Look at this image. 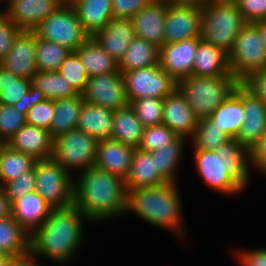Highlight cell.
Returning a JSON list of instances; mask_svg holds the SVG:
<instances>
[{"instance_id": "9a60e30c", "label": "cell", "mask_w": 266, "mask_h": 266, "mask_svg": "<svg viewBox=\"0 0 266 266\" xmlns=\"http://www.w3.org/2000/svg\"><path fill=\"white\" fill-rule=\"evenodd\" d=\"M36 52V33L22 30L15 38L10 51L0 60V66L20 78L32 80L38 71Z\"/></svg>"}, {"instance_id": "603a6c76", "label": "cell", "mask_w": 266, "mask_h": 266, "mask_svg": "<svg viewBox=\"0 0 266 266\" xmlns=\"http://www.w3.org/2000/svg\"><path fill=\"white\" fill-rule=\"evenodd\" d=\"M92 37L119 62L135 37L132 20L112 18L104 29L96 32Z\"/></svg>"}, {"instance_id": "ac0fdd59", "label": "cell", "mask_w": 266, "mask_h": 266, "mask_svg": "<svg viewBox=\"0 0 266 266\" xmlns=\"http://www.w3.org/2000/svg\"><path fill=\"white\" fill-rule=\"evenodd\" d=\"M199 119L194 115L181 92L176 89L163 99V122L178 137H193Z\"/></svg>"}, {"instance_id": "83f0119b", "label": "cell", "mask_w": 266, "mask_h": 266, "mask_svg": "<svg viewBox=\"0 0 266 266\" xmlns=\"http://www.w3.org/2000/svg\"><path fill=\"white\" fill-rule=\"evenodd\" d=\"M114 111L84 101L77 129L99 140L111 138Z\"/></svg>"}, {"instance_id": "e575fe53", "label": "cell", "mask_w": 266, "mask_h": 266, "mask_svg": "<svg viewBox=\"0 0 266 266\" xmlns=\"http://www.w3.org/2000/svg\"><path fill=\"white\" fill-rule=\"evenodd\" d=\"M32 84L49 100L79 95L58 71H37L32 78Z\"/></svg>"}, {"instance_id": "44dd1931", "label": "cell", "mask_w": 266, "mask_h": 266, "mask_svg": "<svg viewBox=\"0 0 266 266\" xmlns=\"http://www.w3.org/2000/svg\"><path fill=\"white\" fill-rule=\"evenodd\" d=\"M8 146L39 160L52 158L53 138L49 130L25 124L9 141Z\"/></svg>"}, {"instance_id": "f5cc1de1", "label": "cell", "mask_w": 266, "mask_h": 266, "mask_svg": "<svg viewBox=\"0 0 266 266\" xmlns=\"http://www.w3.org/2000/svg\"><path fill=\"white\" fill-rule=\"evenodd\" d=\"M251 167L266 176V133L250 151Z\"/></svg>"}, {"instance_id": "db71d44e", "label": "cell", "mask_w": 266, "mask_h": 266, "mask_svg": "<svg viewBox=\"0 0 266 266\" xmlns=\"http://www.w3.org/2000/svg\"><path fill=\"white\" fill-rule=\"evenodd\" d=\"M37 255H35L31 250L23 255H18L11 257L9 262V266H42L40 265L37 259Z\"/></svg>"}, {"instance_id": "8992f818", "label": "cell", "mask_w": 266, "mask_h": 266, "mask_svg": "<svg viewBox=\"0 0 266 266\" xmlns=\"http://www.w3.org/2000/svg\"><path fill=\"white\" fill-rule=\"evenodd\" d=\"M246 24L234 0H211L202 7L201 39L228 54Z\"/></svg>"}, {"instance_id": "ab89813d", "label": "cell", "mask_w": 266, "mask_h": 266, "mask_svg": "<svg viewBox=\"0 0 266 266\" xmlns=\"http://www.w3.org/2000/svg\"><path fill=\"white\" fill-rule=\"evenodd\" d=\"M129 105L144 127L160 125L163 122V99L143 97L131 101Z\"/></svg>"}, {"instance_id": "5bb4252c", "label": "cell", "mask_w": 266, "mask_h": 266, "mask_svg": "<svg viewBox=\"0 0 266 266\" xmlns=\"http://www.w3.org/2000/svg\"><path fill=\"white\" fill-rule=\"evenodd\" d=\"M64 4L63 0H9L2 11L21 30L33 31Z\"/></svg>"}, {"instance_id": "484cf974", "label": "cell", "mask_w": 266, "mask_h": 266, "mask_svg": "<svg viewBox=\"0 0 266 266\" xmlns=\"http://www.w3.org/2000/svg\"><path fill=\"white\" fill-rule=\"evenodd\" d=\"M111 3V0H71L69 2L89 36L104 29L113 18Z\"/></svg>"}, {"instance_id": "52a82bcc", "label": "cell", "mask_w": 266, "mask_h": 266, "mask_svg": "<svg viewBox=\"0 0 266 266\" xmlns=\"http://www.w3.org/2000/svg\"><path fill=\"white\" fill-rule=\"evenodd\" d=\"M98 142L79 129L70 130L53 139L52 159L70 174H79L94 167Z\"/></svg>"}, {"instance_id": "91938a15", "label": "cell", "mask_w": 266, "mask_h": 266, "mask_svg": "<svg viewBox=\"0 0 266 266\" xmlns=\"http://www.w3.org/2000/svg\"><path fill=\"white\" fill-rule=\"evenodd\" d=\"M7 147H8V141L0 137V157Z\"/></svg>"}, {"instance_id": "30bf717a", "label": "cell", "mask_w": 266, "mask_h": 266, "mask_svg": "<svg viewBox=\"0 0 266 266\" xmlns=\"http://www.w3.org/2000/svg\"><path fill=\"white\" fill-rule=\"evenodd\" d=\"M33 31L39 38L55 42L72 52L90 37L69 3L49 15Z\"/></svg>"}, {"instance_id": "2e32d148", "label": "cell", "mask_w": 266, "mask_h": 266, "mask_svg": "<svg viewBox=\"0 0 266 266\" xmlns=\"http://www.w3.org/2000/svg\"><path fill=\"white\" fill-rule=\"evenodd\" d=\"M199 38L164 44L159 48V66L177 82L192 75Z\"/></svg>"}, {"instance_id": "816d5d0a", "label": "cell", "mask_w": 266, "mask_h": 266, "mask_svg": "<svg viewBox=\"0 0 266 266\" xmlns=\"http://www.w3.org/2000/svg\"><path fill=\"white\" fill-rule=\"evenodd\" d=\"M45 99L46 98L42 91L31 83L29 90H27V92L13 105V107L18 112L27 115V112L33 107V105H36Z\"/></svg>"}, {"instance_id": "f35d334b", "label": "cell", "mask_w": 266, "mask_h": 266, "mask_svg": "<svg viewBox=\"0 0 266 266\" xmlns=\"http://www.w3.org/2000/svg\"><path fill=\"white\" fill-rule=\"evenodd\" d=\"M32 80L20 78L0 66V104L14 105L29 90Z\"/></svg>"}, {"instance_id": "8d00e7d4", "label": "cell", "mask_w": 266, "mask_h": 266, "mask_svg": "<svg viewBox=\"0 0 266 266\" xmlns=\"http://www.w3.org/2000/svg\"><path fill=\"white\" fill-rule=\"evenodd\" d=\"M36 159L22 152L12 150L9 146L0 157V184L4 186L23 173L31 170Z\"/></svg>"}, {"instance_id": "f6af8a7d", "label": "cell", "mask_w": 266, "mask_h": 266, "mask_svg": "<svg viewBox=\"0 0 266 266\" xmlns=\"http://www.w3.org/2000/svg\"><path fill=\"white\" fill-rule=\"evenodd\" d=\"M54 116V100L45 99L33 105L27 112V124L50 130L52 118Z\"/></svg>"}, {"instance_id": "681fc988", "label": "cell", "mask_w": 266, "mask_h": 266, "mask_svg": "<svg viewBox=\"0 0 266 266\" xmlns=\"http://www.w3.org/2000/svg\"><path fill=\"white\" fill-rule=\"evenodd\" d=\"M241 83L266 104V68L251 73Z\"/></svg>"}, {"instance_id": "11a10c76", "label": "cell", "mask_w": 266, "mask_h": 266, "mask_svg": "<svg viewBox=\"0 0 266 266\" xmlns=\"http://www.w3.org/2000/svg\"><path fill=\"white\" fill-rule=\"evenodd\" d=\"M167 5L186 6V7H204L211 0H160Z\"/></svg>"}, {"instance_id": "cb8c5ba5", "label": "cell", "mask_w": 266, "mask_h": 266, "mask_svg": "<svg viewBox=\"0 0 266 266\" xmlns=\"http://www.w3.org/2000/svg\"><path fill=\"white\" fill-rule=\"evenodd\" d=\"M220 130L230 138H236L244 123L243 84L240 83L233 92L209 117Z\"/></svg>"}, {"instance_id": "d590c367", "label": "cell", "mask_w": 266, "mask_h": 266, "mask_svg": "<svg viewBox=\"0 0 266 266\" xmlns=\"http://www.w3.org/2000/svg\"><path fill=\"white\" fill-rule=\"evenodd\" d=\"M231 139L224 131L216 126L209 117L198 121L193 137L189 140L193 150L215 151L221 144Z\"/></svg>"}, {"instance_id": "7c38bea8", "label": "cell", "mask_w": 266, "mask_h": 266, "mask_svg": "<svg viewBox=\"0 0 266 266\" xmlns=\"http://www.w3.org/2000/svg\"><path fill=\"white\" fill-rule=\"evenodd\" d=\"M81 95L85 102L113 111L129 105L120 70L88 77L85 90Z\"/></svg>"}, {"instance_id": "1f68e13d", "label": "cell", "mask_w": 266, "mask_h": 266, "mask_svg": "<svg viewBox=\"0 0 266 266\" xmlns=\"http://www.w3.org/2000/svg\"><path fill=\"white\" fill-rule=\"evenodd\" d=\"M159 63V48L143 38L134 37L128 49L118 62L123 73L139 68H146Z\"/></svg>"}, {"instance_id": "4fadbf2b", "label": "cell", "mask_w": 266, "mask_h": 266, "mask_svg": "<svg viewBox=\"0 0 266 266\" xmlns=\"http://www.w3.org/2000/svg\"><path fill=\"white\" fill-rule=\"evenodd\" d=\"M202 8L166 4L164 44L201 38Z\"/></svg>"}, {"instance_id": "9c48e42d", "label": "cell", "mask_w": 266, "mask_h": 266, "mask_svg": "<svg viewBox=\"0 0 266 266\" xmlns=\"http://www.w3.org/2000/svg\"><path fill=\"white\" fill-rule=\"evenodd\" d=\"M228 64L230 72L240 82L251 73L266 68V51L254 23H247L236 37L228 53Z\"/></svg>"}, {"instance_id": "b9f144b4", "label": "cell", "mask_w": 266, "mask_h": 266, "mask_svg": "<svg viewBox=\"0 0 266 266\" xmlns=\"http://www.w3.org/2000/svg\"><path fill=\"white\" fill-rule=\"evenodd\" d=\"M178 136L165 124L146 127L137 149L144 152H151L165 147L173 142Z\"/></svg>"}, {"instance_id": "60d3db41", "label": "cell", "mask_w": 266, "mask_h": 266, "mask_svg": "<svg viewBox=\"0 0 266 266\" xmlns=\"http://www.w3.org/2000/svg\"><path fill=\"white\" fill-rule=\"evenodd\" d=\"M57 71L71 84L78 94L84 92L88 76L85 67L75 52H71L68 55Z\"/></svg>"}, {"instance_id": "ee69618b", "label": "cell", "mask_w": 266, "mask_h": 266, "mask_svg": "<svg viewBox=\"0 0 266 266\" xmlns=\"http://www.w3.org/2000/svg\"><path fill=\"white\" fill-rule=\"evenodd\" d=\"M36 174L35 166L17 177L16 179L7 182L3 187L10 204L14 201L21 199L30 191L35 190Z\"/></svg>"}, {"instance_id": "7a4b0ae2", "label": "cell", "mask_w": 266, "mask_h": 266, "mask_svg": "<svg viewBox=\"0 0 266 266\" xmlns=\"http://www.w3.org/2000/svg\"><path fill=\"white\" fill-rule=\"evenodd\" d=\"M86 221L90 222L74 203L52 208L46 221L30 236V250L38 258L50 259L60 266L69 264L82 246Z\"/></svg>"}, {"instance_id": "680465c9", "label": "cell", "mask_w": 266, "mask_h": 266, "mask_svg": "<svg viewBox=\"0 0 266 266\" xmlns=\"http://www.w3.org/2000/svg\"><path fill=\"white\" fill-rule=\"evenodd\" d=\"M11 257L9 255L0 253V266H9Z\"/></svg>"}, {"instance_id": "ffe728a7", "label": "cell", "mask_w": 266, "mask_h": 266, "mask_svg": "<svg viewBox=\"0 0 266 266\" xmlns=\"http://www.w3.org/2000/svg\"><path fill=\"white\" fill-rule=\"evenodd\" d=\"M166 3L155 0L132 18L134 34L161 48L164 45Z\"/></svg>"}, {"instance_id": "4316f807", "label": "cell", "mask_w": 266, "mask_h": 266, "mask_svg": "<svg viewBox=\"0 0 266 266\" xmlns=\"http://www.w3.org/2000/svg\"><path fill=\"white\" fill-rule=\"evenodd\" d=\"M229 72L228 54L199 38L192 75L220 77Z\"/></svg>"}, {"instance_id": "6da1fadb", "label": "cell", "mask_w": 266, "mask_h": 266, "mask_svg": "<svg viewBox=\"0 0 266 266\" xmlns=\"http://www.w3.org/2000/svg\"><path fill=\"white\" fill-rule=\"evenodd\" d=\"M195 170L212 191L227 196L242 194L251 174L250 150L231 138L215 151L193 150Z\"/></svg>"}, {"instance_id": "6125c7cd", "label": "cell", "mask_w": 266, "mask_h": 266, "mask_svg": "<svg viewBox=\"0 0 266 266\" xmlns=\"http://www.w3.org/2000/svg\"><path fill=\"white\" fill-rule=\"evenodd\" d=\"M65 3H69L71 0H63Z\"/></svg>"}, {"instance_id": "9f6ffc18", "label": "cell", "mask_w": 266, "mask_h": 266, "mask_svg": "<svg viewBox=\"0 0 266 266\" xmlns=\"http://www.w3.org/2000/svg\"><path fill=\"white\" fill-rule=\"evenodd\" d=\"M11 216V204L6 197L4 187L0 184V219Z\"/></svg>"}, {"instance_id": "d4e9b609", "label": "cell", "mask_w": 266, "mask_h": 266, "mask_svg": "<svg viewBox=\"0 0 266 266\" xmlns=\"http://www.w3.org/2000/svg\"><path fill=\"white\" fill-rule=\"evenodd\" d=\"M169 182L157 169L150 152L135 150L129 173L125 179L127 192L137 188L161 186Z\"/></svg>"}, {"instance_id": "7bdbcfd3", "label": "cell", "mask_w": 266, "mask_h": 266, "mask_svg": "<svg viewBox=\"0 0 266 266\" xmlns=\"http://www.w3.org/2000/svg\"><path fill=\"white\" fill-rule=\"evenodd\" d=\"M26 123V115L13 105L0 104V137L9 141Z\"/></svg>"}, {"instance_id": "5b68a950", "label": "cell", "mask_w": 266, "mask_h": 266, "mask_svg": "<svg viewBox=\"0 0 266 266\" xmlns=\"http://www.w3.org/2000/svg\"><path fill=\"white\" fill-rule=\"evenodd\" d=\"M240 83L231 72L220 77L190 75L177 82V89L200 120L210 117Z\"/></svg>"}, {"instance_id": "d6a6232c", "label": "cell", "mask_w": 266, "mask_h": 266, "mask_svg": "<svg viewBox=\"0 0 266 266\" xmlns=\"http://www.w3.org/2000/svg\"><path fill=\"white\" fill-rule=\"evenodd\" d=\"M30 250V235L9 216L0 219V253L10 257L23 255Z\"/></svg>"}, {"instance_id": "d6986e66", "label": "cell", "mask_w": 266, "mask_h": 266, "mask_svg": "<svg viewBox=\"0 0 266 266\" xmlns=\"http://www.w3.org/2000/svg\"><path fill=\"white\" fill-rule=\"evenodd\" d=\"M136 149L111 138L99 140L94 166L125 180Z\"/></svg>"}, {"instance_id": "e0dca14e", "label": "cell", "mask_w": 266, "mask_h": 266, "mask_svg": "<svg viewBox=\"0 0 266 266\" xmlns=\"http://www.w3.org/2000/svg\"><path fill=\"white\" fill-rule=\"evenodd\" d=\"M245 119L237 139L250 151L266 133V104L243 85Z\"/></svg>"}, {"instance_id": "f907efd6", "label": "cell", "mask_w": 266, "mask_h": 266, "mask_svg": "<svg viewBox=\"0 0 266 266\" xmlns=\"http://www.w3.org/2000/svg\"><path fill=\"white\" fill-rule=\"evenodd\" d=\"M244 250L234 253L239 266H266V248Z\"/></svg>"}, {"instance_id": "277c9868", "label": "cell", "mask_w": 266, "mask_h": 266, "mask_svg": "<svg viewBox=\"0 0 266 266\" xmlns=\"http://www.w3.org/2000/svg\"><path fill=\"white\" fill-rule=\"evenodd\" d=\"M177 185V182H167L161 186L129 190L126 216L133 213L148 224L169 229L184 240L187 232L183 224L181 192Z\"/></svg>"}, {"instance_id": "8fae6325", "label": "cell", "mask_w": 266, "mask_h": 266, "mask_svg": "<svg viewBox=\"0 0 266 266\" xmlns=\"http://www.w3.org/2000/svg\"><path fill=\"white\" fill-rule=\"evenodd\" d=\"M129 103L143 97L164 99L177 89V81L159 64L122 73Z\"/></svg>"}, {"instance_id": "94428289", "label": "cell", "mask_w": 266, "mask_h": 266, "mask_svg": "<svg viewBox=\"0 0 266 266\" xmlns=\"http://www.w3.org/2000/svg\"><path fill=\"white\" fill-rule=\"evenodd\" d=\"M9 0H0V3L2 2V3H7Z\"/></svg>"}, {"instance_id": "f1b7e54d", "label": "cell", "mask_w": 266, "mask_h": 266, "mask_svg": "<svg viewBox=\"0 0 266 266\" xmlns=\"http://www.w3.org/2000/svg\"><path fill=\"white\" fill-rule=\"evenodd\" d=\"M75 53L85 67L87 76H97L119 71L118 62L90 36Z\"/></svg>"}, {"instance_id": "6f0895ef", "label": "cell", "mask_w": 266, "mask_h": 266, "mask_svg": "<svg viewBox=\"0 0 266 266\" xmlns=\"http://www.w3.org/2000/svg\"><path fill=\"white\" fill-rule=\"evenodd\" d=\"M257 28L259 29V33L261 36L262 44L266 51V20L264 21H258L254 23Z\"/></svg>"}, {"instance_id": "74e56055", "label": "cell", "mask_w": 266, "mask_h": 266, "mask_svg": "<svg viewBox=\"0 0 266 266\" xmlns=\"http://www.w3.org/2000/svg\"><path fill=\"white\" fill-rule=\"evenodd\" d=\"M36 66L38 71H57L61 63L72 52L67 48L39 38L36 35Z\"/></svg>"}, {"instance_id": "4dcf8cb0", "label": "cell", "mask_w": 266, "mask_h": 266, "mask_svg": "<svg viewBox=\"0 0 266 266\" xmlns=\"http://www.w3.org/2000/svg\"><path fill=\"white\" fill-rule=\"evenodd\" d=\"M83 103L81 94L54 100V116L49 130L53 139L62 133L77 129Z\"/></svg>"}, {"instance_id": "c3c4849f", "label": "cell", "mask_w": 266, "mask_h": 266, "mask_svg": "<svg viewBox=\"0 0 266 266\" xmlns=\"http://www.w3.org/2000/svg\"><path fill=\"white\" fill-rule=\"evenodd\" d=\"M155 0H111L113 18L131 19L137 12Z\"/></svg>"}, {"instance_id": "bcb514c9", "label": "cell", "mask_w": 266, "mask_h": 266, "mask_svg": "<svg viewBox=\"0 0 266 266\" xmlns=\"http://www.w3.org/2000/svg\"><path fill=\"white\" fill-rule=\"evenodd\" d=\"M22 30L15 26L8 16L0 10V60L4 58L13 46V42Z\"/></svg>"}, {"instance_id": "7402d4cb", "label": "cell", "mask_w": 266, "mask_h": 266, "mask_svg": "<svg viewBox=\"0 0 266 266\" xmlns=\"http://www.w3.org/2000/svg\"><path fill=\"white\" fill-rule=\"evenodd\" d=\"M51 209L33 190L11 204V216L31 236L49 217Z\"/></svg>"}, {"instance_id": "836d02e7", "label": "cell", "mask_w": 266, "mask_h": 266, "mask_svg": "<svg viewBox=\"0 0 266 266\" xmlns=\"http://www.w3.org/2000/svg\"><path fill=\"white\" fill-rule=\"evenodd\" d=\"M188 142L183 137H177L173 142L165 147L150 152L155 158L156 169L169 181L177 182V171L183 159L184 145Z\"/></svg>"}, {"instance_id": "7dc6e473", "label": "cell", "mask_w": 266, "mask_h": 266, "mask_svg": "<svg viewBox=\"0 0 266 266\" xmlns=\"http://www.w3.org/2000/svg\"><path fill=\"white\" fill-rule=\"evenodd\" d=\"M247 23L266 20V0H234Z\"/></svg>"}, {"instance_id": "3957f363", "label": "cell", "mask_w": 266, "mask_h": 266, "mask_svg": "<svg viewBox=\"0 0 266 266\" xmlns=\"http://www.w3.org/2000/svg\"><path fill=\"white\" fill-rule=\"evenodd\" d=\"M127 197L123 178L95 166L74 176V204L92 223L125 216Z\"/></svg>"}, {"instance_id": "f546056e", "label": "cell", "mask_w": 266, "mask_h": 266, "mask_svg": "<svg viewBox=\"0 0 266 266\" xmlns=\"http://www.w3.org/2000/svg\"><path fill=\"white\" fill-rule=\"evenodd\" d=\"M144 129L130 105L114 111L111 139L138 148Z\"/></svg>"}, {"instance_id": "ba28073f", "label": "cell", "mask_w": 266, "mask_h": 266, "mask_svg": "<svg viewBox=\"0 0 266 266\" xmlns=\"http://www.w3.org/2000/svg\"><path fill=\"white\" fill-rule=\"evenodd\" d=\"M35 191L52 207L64 208L74 203V175L52 158L35 163Z\"/></svg>"}]
</instances>
